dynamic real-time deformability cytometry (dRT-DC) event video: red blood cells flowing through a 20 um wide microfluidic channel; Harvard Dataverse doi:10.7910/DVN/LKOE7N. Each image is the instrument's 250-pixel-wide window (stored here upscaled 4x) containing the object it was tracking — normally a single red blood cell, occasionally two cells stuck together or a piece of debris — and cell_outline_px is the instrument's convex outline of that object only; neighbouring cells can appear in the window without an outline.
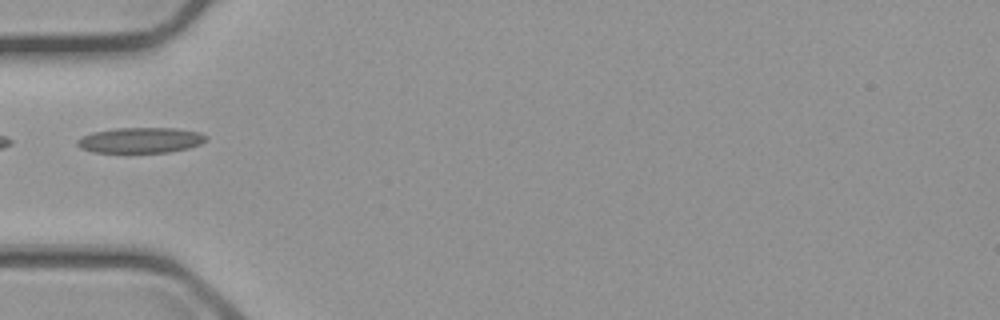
{"species": "common noctule bat (a hibernating species)", "species_latin": "Nyctalus noctula", "temperature_condition": "cold", "stored_images_in_passage": 2, "camera_frame_rate_fps": 3000, "um_per_image_px": 0.085, "animal": {"sex": "male", "body_mass_g": 23.1, "forearm_length_mm": 52.7}, "frame": {"image": 1, "passage_image": 2, "time_ms": 1.0, "image_size_px": [1000, 320], "cell_outline_px": [[208, 136], [200, 144], [188, 148], [168, 152], [92, 152], [80, 148], [76, 144], [76, 140], [80, 136], [92, 132], [116, 128], [176, 128], [200, 132]], "centroid_in_image_um": [11.9, 11.91], "position_along_channel_um": 73.1, "area_um2": 19.19}}